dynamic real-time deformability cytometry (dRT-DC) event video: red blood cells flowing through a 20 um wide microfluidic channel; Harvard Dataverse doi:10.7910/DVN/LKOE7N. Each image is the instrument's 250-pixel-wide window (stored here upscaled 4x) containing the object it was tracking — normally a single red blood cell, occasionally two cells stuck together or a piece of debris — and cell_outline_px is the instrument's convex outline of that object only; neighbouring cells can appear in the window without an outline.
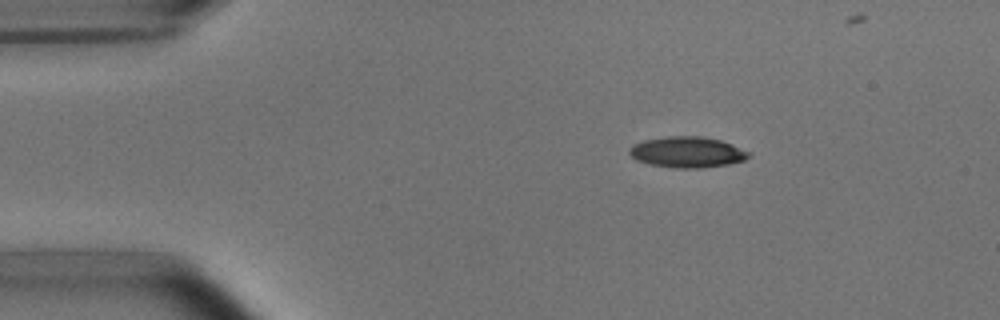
{"species": "common noctule bat (a hibernating species)", "species_latin": "Nyctalus noctula", "temperature_condition": "room temperature", "stored_images_in_passage": 38, "camera_frame_rate_fps": 3000, "um_per_image_px": 0.085, "animal": {"sex": "male", "body_mass_g": 15.6}, "frame": {"image": 1, "passage_image": 1, "time_ms": 0.0, "image_size_px": [1000, 320], "cell_outline_px": [[752, 156], [744, 160], [728, 164], [700, 168], [676, 168], [652, 164], [636, 160], [628, 152], [636, 144], [644, 140], [664, 136], [700, 136], [720, 140], [732, 144], [752, 152]], "centroid_in_image_um": [58.48, 12.93], "position_along_channel_um": 26.5, "area_um2": 21.39}}
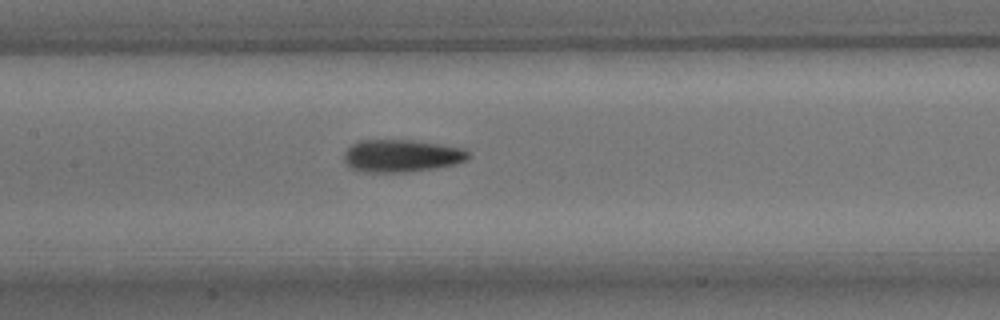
{"frame": {"image": 2, "passage_image": 17, "time_ms": 5.333, "image_size_px": [1000, 320], "cell_outline_px": [[472, 156], [468, 160], [456, 164], [436, 168], [408, 172], [364, 172], [348, 168], [344, 160], [344, 152], [356, 140], [412, 140], [440, 144], [464, 148]], "centroid_in_image_um": [34.13, 13.25], "position_along_channel_um": 173.3, "area_um2": 23.93}}
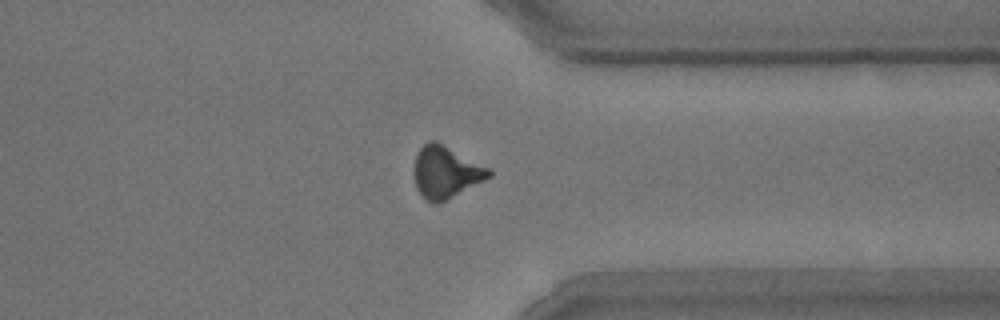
{"frame": {"image": 3, "passage_image": 33, "time_ms": 10.667, "image_size_px": [1000, 320], "cell_outline_px": [[492, 176], [440, 204], [432, 204], [416, 188], [412, 172], [412, 168], [416, 156], [420, 148], [428, 140], [436, 140], [488, 168], [492, 172]], "centroid_in_image_um": [37.85, 14.64], "position_along_channel_um": 373.5, "area_um2": 22.77}}